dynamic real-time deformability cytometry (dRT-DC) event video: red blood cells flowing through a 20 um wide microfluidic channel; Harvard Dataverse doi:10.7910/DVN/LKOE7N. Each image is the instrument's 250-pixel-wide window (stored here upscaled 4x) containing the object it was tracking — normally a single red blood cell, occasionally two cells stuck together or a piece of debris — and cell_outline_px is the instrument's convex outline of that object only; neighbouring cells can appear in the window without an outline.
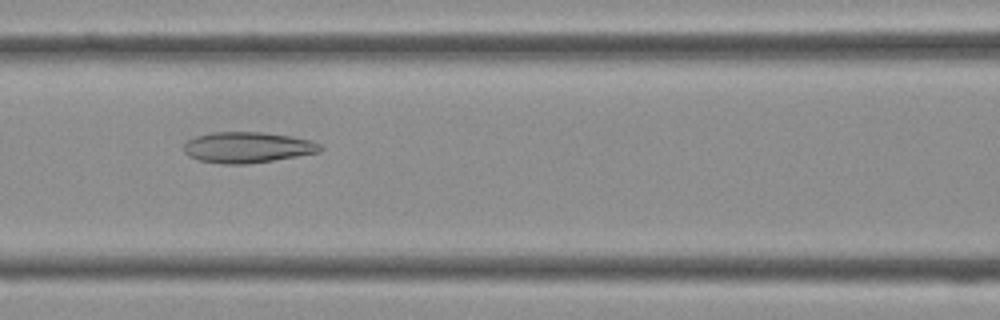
{"species": "Egyptian fruit bat (a non-hibernating species)", "species_latin": "Rousettus aegyptiacus", "temperature_condition": "cold", "stored_images_in_passage": 33, "camera_frame_rate_fps": 3000, "um_per_image_px": 0.085, "frame": {"image": 1, "passage_image": 10, "time_ms": 3.0, "image_size_px": [1000, 320], "cell_outline_px": [[324, 148], [320, 152], [272, 160], [244, 164], [224, 164], [200, 160], [188, 156], [184, 152], [184, 144], [188, 140], [196, 136], [212, 132], [260, 132], [292, 136], [308, 140], [320, 144]], "centroid_in_image_um": [21.02, 12.52], "position_along_channel_um": 145.6, "area_um2": 24.33}}
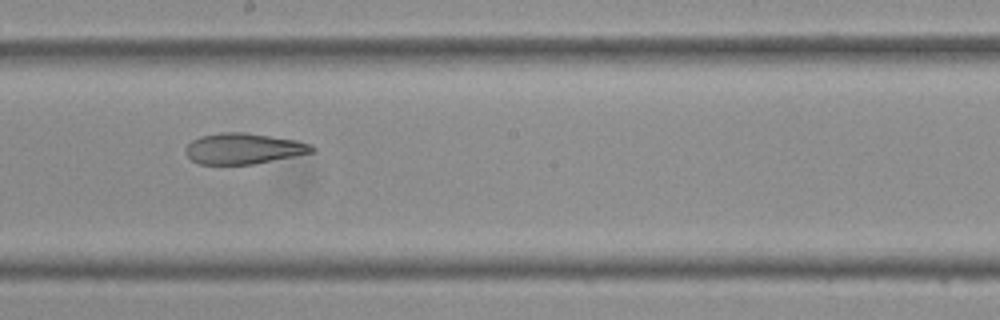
{"frame": {"image": 2, "passage_image": 15, "time_ms": 4.667, "image_size_px": [1000, 320], "cell_outline_px": [[316, 152], [252, 164], [200, 164], [192, 160], [184, 152], [184, 148], [192, 140], [200, 136], [224, 132], [244, 132], [296, 140], [312, 144], [316, 148]], "centroid_in_image_um": [20.71, 12.63], "position_along_channel_um": 227.5, "area_um2": 22.72}}
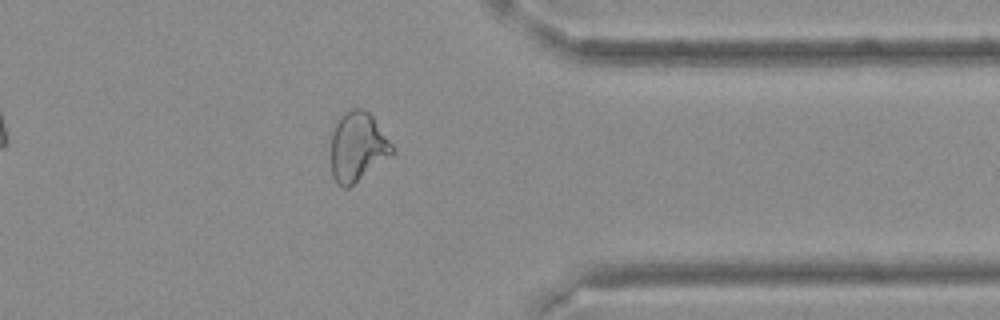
{"frame": {"image": 3, "passage_image": 25, "time_ms": 8.0, "image_size_px": [1000, 320], "cell_outline_px": [[396, 152], [392, 156], [348, 188], [344, 188], [336, 184], [332, 176], [332, 132], [340, 116], [344, 112], [352, 108], [364, 108], [372, 116], [396, 148]], "centroid_in_image_um": [30.43, 12.49], "position_along_channel_um": 381.0, "area_um2": 24.97}}